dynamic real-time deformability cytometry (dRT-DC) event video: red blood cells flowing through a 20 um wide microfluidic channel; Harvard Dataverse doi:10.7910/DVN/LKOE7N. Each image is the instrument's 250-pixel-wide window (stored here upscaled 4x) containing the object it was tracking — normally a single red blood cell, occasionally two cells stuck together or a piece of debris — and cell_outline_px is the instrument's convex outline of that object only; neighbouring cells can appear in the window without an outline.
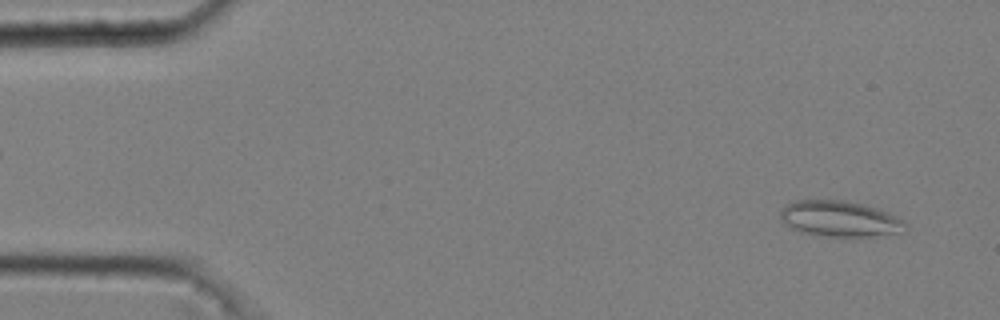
{"species": "common noctule bat (a hibernating species)", "species_latin": "Nyctalus noctula", "temperature_condition": "cold", "stored_images_in_passage": 51, "camera_frame_rate_fps": 3000, "um_per_image_px": 0.085, "animal": {"sex": "male", "body_mass_g": 20.4}, "frame": {"image": 1, "passage_image": 3, "time_ms": 0.667, "image_size_px": [1000, 320], "cell_outline_px": [[908, 228], [900, 232], [868, 236], [812, 236], [792, 228], [780, 216], [780, 208], [796, 200], [844, 200], [864, 204], [876, 208], [904, 220], [908, 224]], "centroid_in_image_um": [71.38, 18.59], "position_along_channel_um": 13.6, "area_um2": 25.95}}
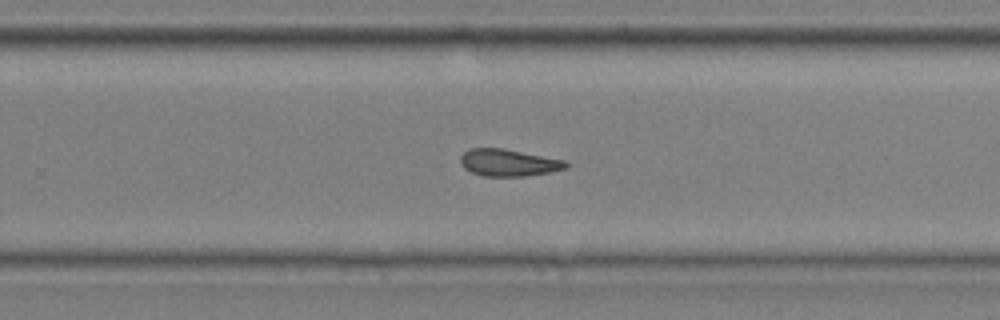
{"frame": {"image": 2, "passage_image": 34, "time_ms": 11.0, "image_size_px": [1000, 320], "cell_outline_px": [[568, 168], [548, 172], [524, 176], [484, 176], [472, 172], [464, 168], [460, 160], [460, 156], [464, 152], [472, 148], [504, 148], [568, 160]], "centroid_in_image_um": [43.27, 13.81], "position_along_channel_um": 286.5, "area_um2": 16.7}}
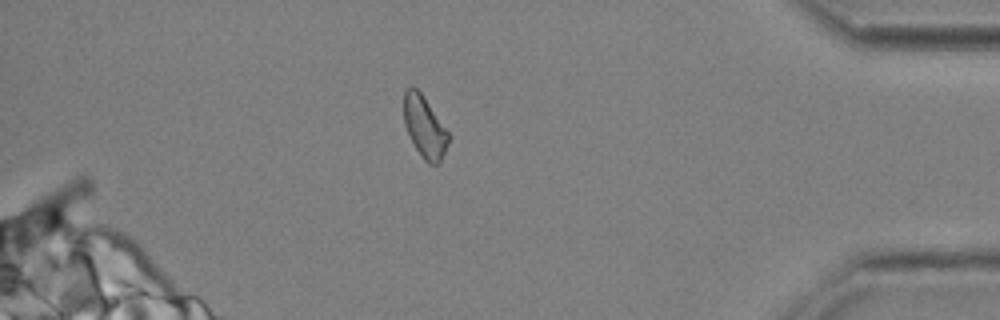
{"frame": {"image": 3, "passage_image": 46, "time_ms": 15.0, "image_size_px": [1000, 320], "cell_outline_px": [[452, 136], [440, 164], [428, 164], [424, 160], [416, 148], [404, 124], [404, 92], [408, 88], [416, 88], [420, 92]], "centroid_in_image_um": [36.13, 10.84], "position_along_channel_um": 399.1, "area_um2": 15.95}, "authors_computed_cell_mechanics": {"area_um2": 17.051, "velocity_mm_per_s": 3.679, "shape_relaxation_time_tau1_ms": null, "shape_relaxation_time_tau2_ms": 3.0103, "deformation_change_tau1": null, "deformation_change_tau2": 0.1043}}